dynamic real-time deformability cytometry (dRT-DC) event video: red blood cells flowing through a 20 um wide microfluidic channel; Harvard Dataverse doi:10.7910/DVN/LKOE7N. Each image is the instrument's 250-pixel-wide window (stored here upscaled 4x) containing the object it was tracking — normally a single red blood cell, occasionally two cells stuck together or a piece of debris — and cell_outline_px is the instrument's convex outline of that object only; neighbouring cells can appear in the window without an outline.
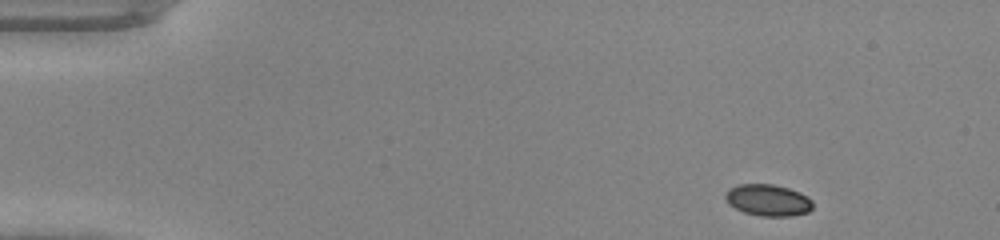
{"species": "common noctule bat (a hibernating species)", "species_latin": "Nyctalus noctula", "temperature_condition": "warm", "stored_images_in_passage": 44, "camera_frame_rate_fps": 3000, "um_per_image_px": 0.085, "animal": {"sex": "male", "body_mass_g": 20.0, "forearm_length_mm": 53.3}, "frame": {"image": 1, "passage_image": 1, "time_ms": 0.0, "image_size_px": [1000, 240], "cell_outline_px": [[812, 208], [808, 212], [792, 216], [760, 216], [744, 212], [728, 204], [724, 196], [728, 188], [740, 184], [772, 184], [788, 188], [800, 192], [808, 196], [812, 200]], "centroid_in_image_um": [65.28, 17.01], "position_along_channel_um": 19.7, "area_um2": 16.18}}
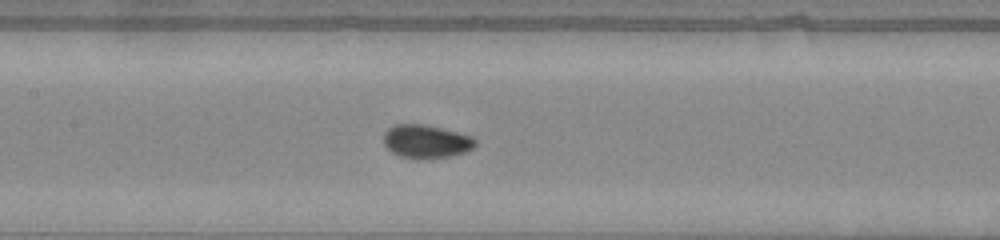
{"frame": {"image": 2, "passage_image": 19, "time_ms": 6.0, "image_size_px": [1000, 240], "cell_outline_px": [[476, 144], [472, 148], [464, 152], [452, 156], [400, 156], [392, 152], [384, 144], [384, 132], [388, 128], [396, 124], [424, 124], [472, 136], [476, 140]], "centroid_in_image_um": [36.22, 11.98], "position_along_channel_um": 171.2, "area_um2": 17.11}}
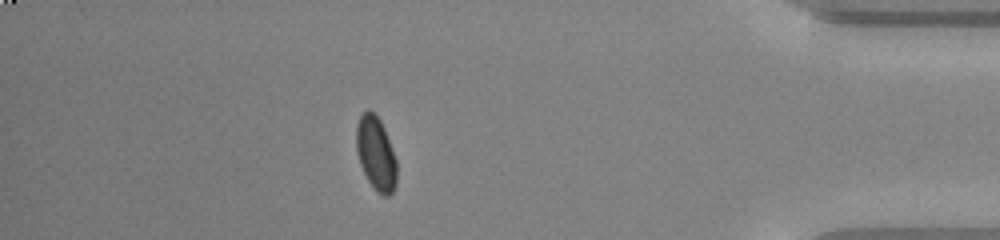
{"frame": {"image": 3, "passage_image": 38, "time_ms": 12.333, "image_size_px": [1000, 240], "cell_outline_px": [[396, 184], [392, 192], [388, 196], [384, 196], [376, 192], [368, 180], [360, 164], [356, 152], [356, 124], [360, 116], [368, 108], [380, 120], [384, 128], [396, 160]], "centroid_in_image_um": [31.93, 13.06], "position_along_channel_um": 403.3, "area_um2": 17.28}}